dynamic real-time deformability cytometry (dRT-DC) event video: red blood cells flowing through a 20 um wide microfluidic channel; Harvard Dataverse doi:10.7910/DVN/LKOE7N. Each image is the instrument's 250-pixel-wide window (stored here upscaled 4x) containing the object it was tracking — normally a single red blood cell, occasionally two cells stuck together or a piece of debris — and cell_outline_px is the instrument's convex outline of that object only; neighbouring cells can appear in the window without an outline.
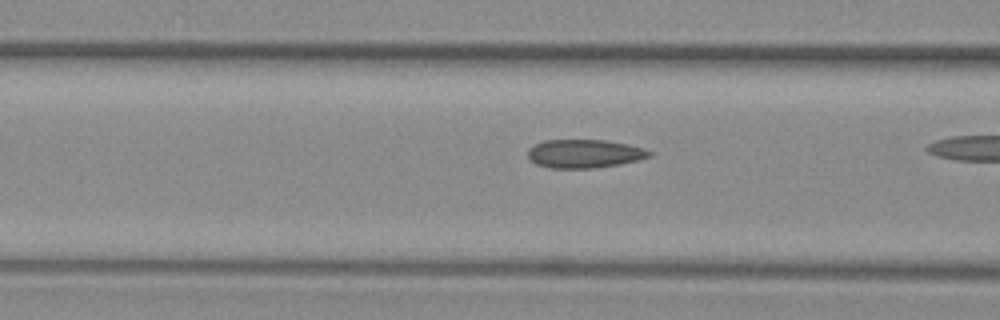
{"species": "common noctule bat (a hibernating species)", "species_latin": "Nyctalus noctula", "temperature_condition": "warm", "stored_images_in_passage": 21, "camera_frame_rate_fps": 3000, "um_per_image_px": 0.085, "animal": {"sex": "female", "body_mass_g": 29.2, "forearm_length_mm": 56.3}, "frame": {"image": 1, "passage_image": 10, "time_ms": 3.0, "image_size_px": [1000, 320], "cell_outline_px": [[648, 156], [632, 160], [612, 164], [584, 168], [556, 168], [540, 164], [532, 160], [528, 156], [528, 152], [536, 144], [548, 140], [600, 140], [624, 144], [640, 148], [648, 152]], "centroid_in_image_um": [49.57, 13.04], "position_along_channel_um": 117.0, "area_um2": 18.73}}